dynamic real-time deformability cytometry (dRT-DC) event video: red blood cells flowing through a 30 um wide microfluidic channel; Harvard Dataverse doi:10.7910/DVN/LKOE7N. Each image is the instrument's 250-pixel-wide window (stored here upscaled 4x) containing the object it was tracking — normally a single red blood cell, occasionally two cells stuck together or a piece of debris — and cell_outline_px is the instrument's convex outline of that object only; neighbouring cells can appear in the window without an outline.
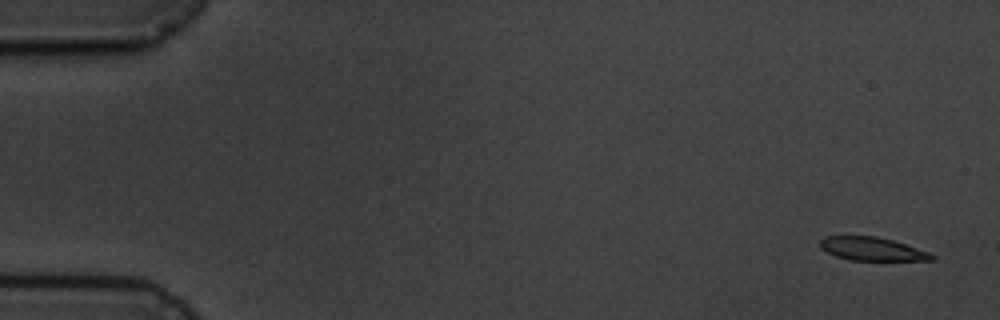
{"species": "common noctule bat (a hibernating species)", "species_latin": "Nyctalus noctula", "temperature_condition": "cold", "stored_images_in_passage": 5, "camera_frame_rate_fps": 3000, "um_per_image_px": 0.085, "animal": {"sex": "male", "body_mass_g": 19.5, "forearm_length_mm": 54.6}, "frame": {"image": 1, "passage_image": 1, "time_ms": 0.0, "image_size_px": [1000, 320], "cell_outline_px": [[936, 260], [848, 260], [836, 256], [820, 248], [820, 240], [824, 236], [876, 236], [892, 240], [928, 252], [936, 256]], "centroid_in_image_um": [74.1, 21.16], "position_along_channel_um": 10.9, "area_um2": 15.09}}
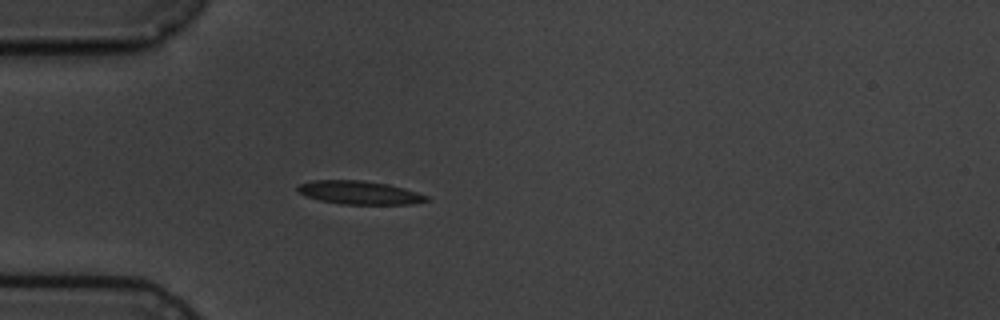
{"frame": {"image": 2, "passage_image": 5, "time_ms": 4.667, "image_size_px": [1000, 320], "cell_outline_px": [[428, 200], [412, 204], [340, 204], [320, 200], [308, 196], [300, 192], [296, 188], [300, 184], [312, 180], [364, 180], [388, 184], [404, 188], [428, 196]], "centroid_in_image_um": [30.56, 16.36], "position_along_channel_um": 54.4, "area_um2": 17.4}}